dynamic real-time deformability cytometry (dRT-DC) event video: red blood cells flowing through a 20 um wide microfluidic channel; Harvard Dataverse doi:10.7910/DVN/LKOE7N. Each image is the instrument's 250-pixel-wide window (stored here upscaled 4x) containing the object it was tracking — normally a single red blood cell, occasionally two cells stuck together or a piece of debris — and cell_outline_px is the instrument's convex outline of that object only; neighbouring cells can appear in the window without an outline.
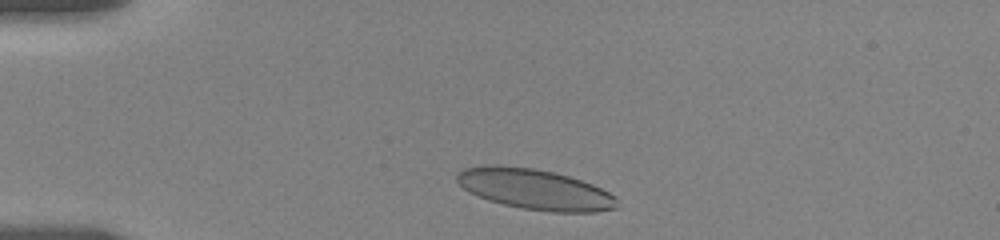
{"species": "human", "species_latin": "Homo sapiens", "temperature_condition": "room temperature", "stored_images_in_passage": 9, "camera_frame_rate_fps": 3000, "um_per_image_px": 0.085, "donor": {"sex": "female"}, "frame": {"image": 1, "passage_image": 1, "time_ms": 0.0, "image_size_px": [1000, 240], "cell_outline_px": [[616, 208], [596, 212], [552, 212], [524, 208], [504, 204], [488, 200], [468, 192], [456, 180], [456, 176], [464, 168], [484, 164], [500, 164], [532, 168], [556, 172], [592, 184], [616, 196]], "centroid_in_image_um": [45.43, 16.07], "position_along_channel_um": 39.6, "area_um2": 37.8}}
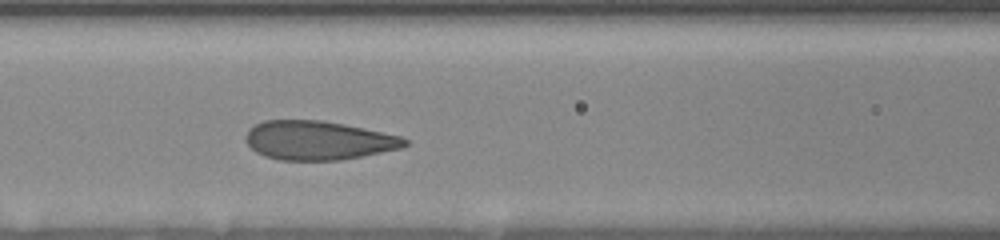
{"frame": {"image": 2, "passage_image": 6, "time_ms": 4.0, "image_size_px": [1000, 240], "cell_outline_px": [[408, 144], [404, 148], [340, 160], [280, 160], [264, 156], [256, 152], [244, 140], [244, 136], [248, 128], [264, 120], [320, 120], [344, 124], [400, 136], [408, 140]], "centroid_in_image_um": [27.02, 11.93], "position_along_channel_um": 139.6, "area_um2": 36.18}}
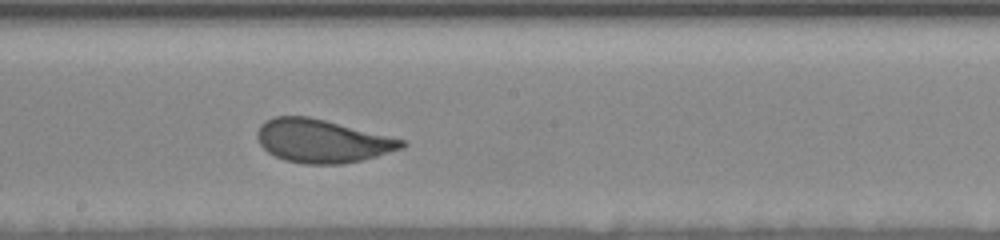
{"frame": {"image": 3, "passage_image": 9, "time_ms": 6.333, "image_size_px": [1000, 240], "cell_outline_px": [[408, 144], [404, 148], [376, 156], [344, 164], [304, 164], [284, 160], [268, 152], [260, 144], [256, 136], [256, 132], [260, 124], [264, 120], [276, 116], [308, 116], [404, 140]], "centroid_in_image_um": [27.34, 11.99], "position_along_channel_um": 220.9, "area_um2": 36.24}}